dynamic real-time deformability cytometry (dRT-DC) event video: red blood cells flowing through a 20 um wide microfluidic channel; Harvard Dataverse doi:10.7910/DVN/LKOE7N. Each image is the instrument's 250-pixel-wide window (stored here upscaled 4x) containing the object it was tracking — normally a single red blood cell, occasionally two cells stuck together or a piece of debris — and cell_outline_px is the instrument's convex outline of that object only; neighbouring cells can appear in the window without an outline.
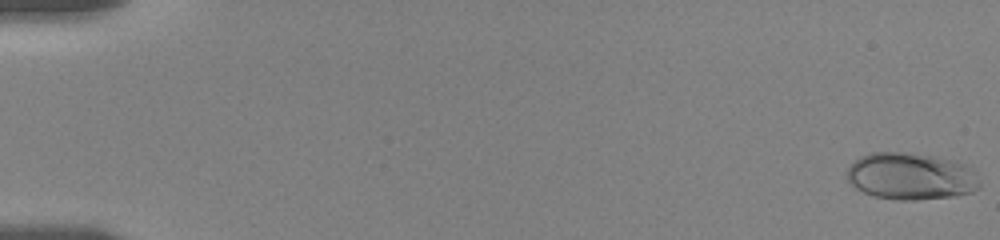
{"species": "human", "species_latin": "Homo sapiens", "temperature_condition": "room temperature", "stored_images_in_passage": 28, "camera_frame_rate_fps": 3000, "um_per_image_px": 0.085, "donor": {"sex": "female"}, "frame": {"image": 1, "passage_image": 1, "time_ms": 0.0, "image_size_px": [1000, 240], "cell_outline_px": [[980, 188], [972, 192], [956, 196], [916, 200], [900, 200], [876, 196], [864, 192], [856, 188], [848, 180], [848, 168], [860, 156], [872, 152], [904, 152], [936, 156], [956, 160], [964, 164], [972, 172], [980, 184]], "centroid_in_image_um": [77.44, 14.98], "position_along_channel_um": 7.6, "area_um2": 36.18}}
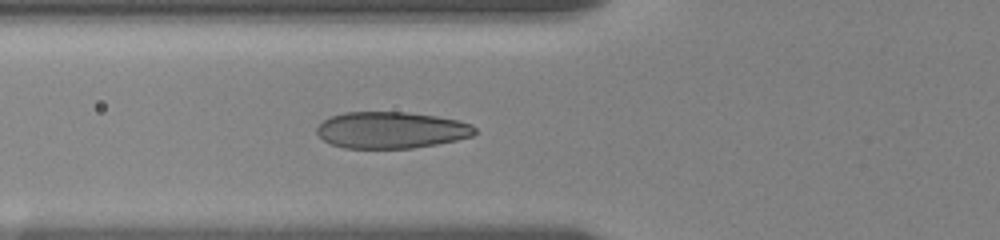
{"frame": {"image": 2, "passage_image": 17, "time_ms": 7.0, "image_size_px": [1000, 240], "cell_outline_px": [[476, 132], [472, 136], [456, 140], [436, 144], [412, 148], [344, 148], [332, 144], [324, 140], [316, 132], [316, 128], [324, 120], [332, 116], [344, 112], [404, 112], [436, 116], [456, 120], [472, 124], [476, 128]], "centroid_in_image_um": [33.25, 11.05], "position_along_channel_um": 92.5, "area_um2": 33.52}}
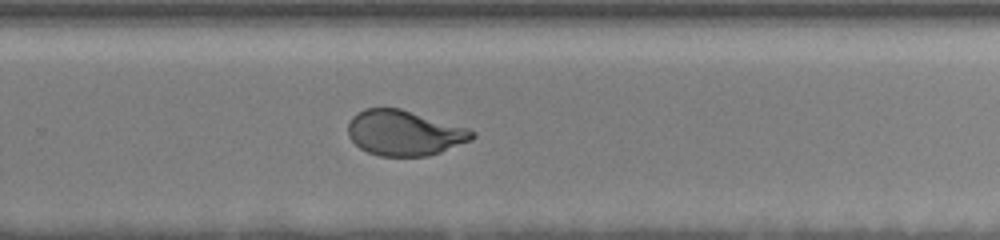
{"frame": {"image": 3, "passage_image": 28, "time_ms": 12.667, "image_size_px": [1000, 240], "cell_outline_px": [[476, 136], [472, 140], [440, 152], [428, 156], [380, 156], [368, 152], [360, 148], [348, 136], [348, 124], [352, 116], [356, 112], [364, 108], [400, 108], [468, 128], [476, 132]], "centroid_in_image_um": [34.37, 11.29], "position_along_channel_um": 295.4, "area_um2": 32.83}}